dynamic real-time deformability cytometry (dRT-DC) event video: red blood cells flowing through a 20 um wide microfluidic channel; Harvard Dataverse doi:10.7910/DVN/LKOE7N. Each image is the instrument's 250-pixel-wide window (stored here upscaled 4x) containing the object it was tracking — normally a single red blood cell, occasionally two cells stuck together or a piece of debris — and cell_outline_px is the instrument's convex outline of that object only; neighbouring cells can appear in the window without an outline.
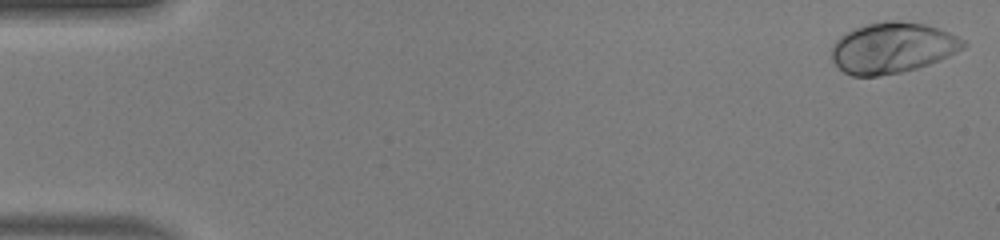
{"species": "human", "species_latin": "Homo sapiens", "temperature_condition": "warm", "stored_images_in_passage": 48, "camera_frame_rate_fps": 3000, "um_per_image_px": 0.085, "donor": {"sex": "male"}, "frame": {"image": 1, "passage_image": 1, "time_ms": 0.0, "image_size_px": [1000, 240], "cell_outline_px": [[968, 44], [964, 48], [940, 60], [916, 68], [900, 72], [876, 76], [852, 76], [844, 72], [832, 60], [832, 44], [840, 36], [852, 28], [884, 20], [900, 20], [924, 24], [940, 28], [964, 40]], "centroid_in_image_um": [75.85, 4.05], "position_along_channel_um": 9.1, "area_um2": 39.02}}
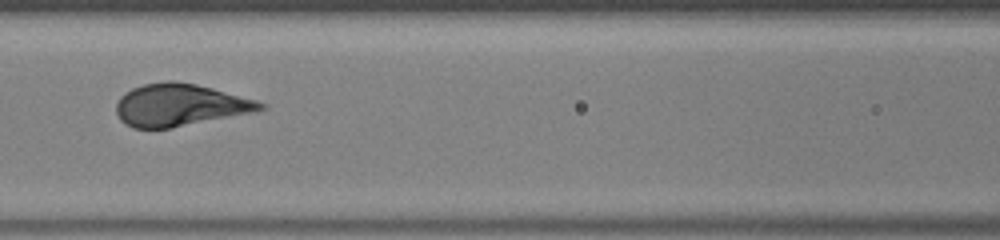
{"frame": {"image": 2, "passage_image": 22, "time_ms": 7.0, "image_size_px": [1000, 240], "cell_outline_px": [[268, 108], [256, 112], [172, 128], [132, 128], [124, 124], [120, 120], [116, 112], [116, 104], [120, 96], [124, 92], [132, 88], [144, 84], [164, 80], [172, 80], [196, 84], [212, 88], [256, 100], [268, 104]], "centroid_in_image_um": [15.3, 8.93], "position_along_channel_um": 151.3, "area_um2": 35.89}}
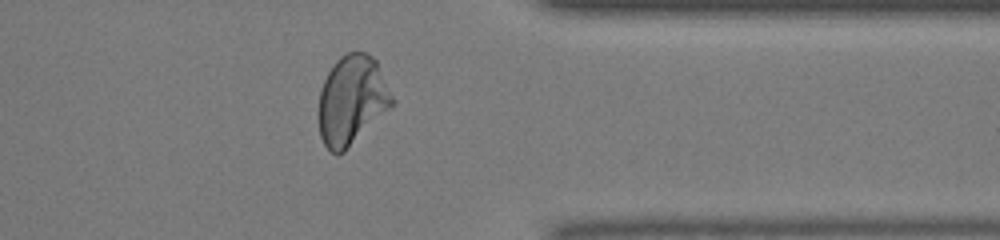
{"frame": {"image": 3, "passage_image": 39, "time_ms": 12.667, "image_size_px": [1000, 240], "cell_outline_px": [[396, 100], [344, 152], [332, 152], [324, 144], [320, 136], [320, 88], [332, 64], [340, 56], [348, 52], [364, 52], [372, 56], [376, 60]], "centroid_in_image_um": [29.91, 8.46], "position_along_channel_um": 381.5, "area_um2": 37.57}, "authors_computed_cell_mechanics": {"area_um2": 36.8186, "velocity_mm_per_s": 4.2222, "shape_relaxation_time_tau1_ms": 2.6498, "shape_relaxation_time_tau2_ms": null, "deformation_change_tau1": 0.1918, "deformation_change_tau2": null}}